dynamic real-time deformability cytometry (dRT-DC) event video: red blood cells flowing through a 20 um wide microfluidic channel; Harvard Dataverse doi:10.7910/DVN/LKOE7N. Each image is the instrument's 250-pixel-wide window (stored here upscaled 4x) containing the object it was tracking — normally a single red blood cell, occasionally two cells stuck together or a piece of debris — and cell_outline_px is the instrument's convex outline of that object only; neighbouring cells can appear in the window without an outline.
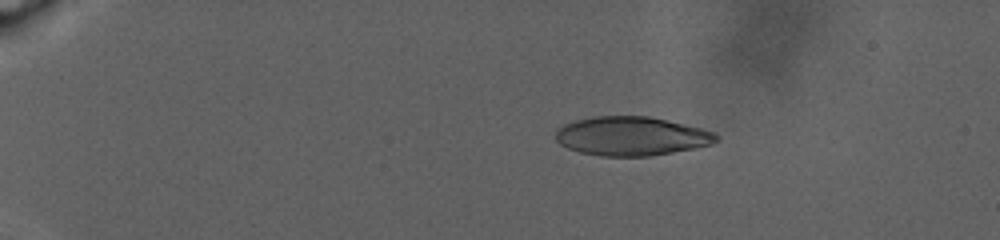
{"species": "human", "species_latin": "Homo sapiens", "temperature_condition": "warm", "stored_images_in_passage": 48, "camera_frame_rate_fps": 3000, "um_per_image_px": 0.085, "donor": {"sex": "male"}, "frame": {"image": 1, "passage_image": 27, "time_ms": 6.667, "image_size_px": [1000, 240], "cell_outline_px": [[720, 136], [712, 144], [672, 152], [648, 156], [600, 156], [580, 152], [568, 148], [560, 144], [556, 140], [556, 132], [564, 124], [576, 120], [596, 116], [648, 116], [668, 120], [716, 132]], "centroid_in_image_um": [53.68, 11.57], "position_along_channel_um": 31.3, "area_um2": 36.24}}